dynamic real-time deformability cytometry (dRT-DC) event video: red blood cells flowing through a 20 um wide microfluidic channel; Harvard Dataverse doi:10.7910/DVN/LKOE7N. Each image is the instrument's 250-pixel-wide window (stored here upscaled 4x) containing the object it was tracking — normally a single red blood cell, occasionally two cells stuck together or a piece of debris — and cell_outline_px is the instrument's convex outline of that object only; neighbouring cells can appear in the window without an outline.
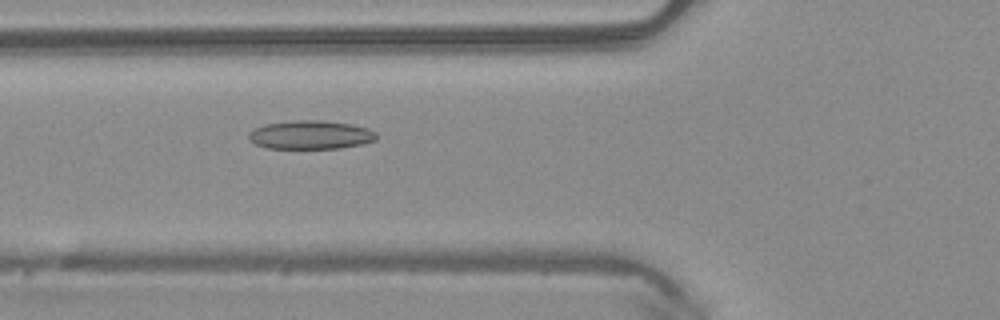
{"species": "common noctule bat (a hibernating species)", "species_latin": "Nyctalus noctula", "temperature_condition": "warm", "stored_images_in_passage": 50, "camera_frame_rate_fps": 3000, "um_per_image_px": 0.085, "animal": {"sex": "male", "body_mass_g": 20.4}, "frame": {"image": 1, "passage_image": 19, "time_ms": 6.0, "image_size_px": [1000, 320], "cell_outline_px": [[376, 140], [364, 144], [340, 148], [268, 148], [256, 144], [248, 140], [248, 132], [264, 124], [292, 120], [320, 120], [352, 124], [368, 128], [376, 132]], "centroid_in_image_um": [26.4, 11.46], "position_along_channel_um": 99.4, "area_um2": 21.44}}
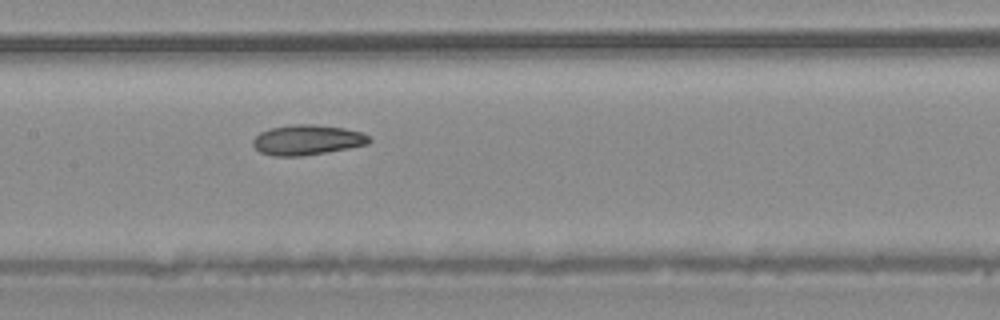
{"frame": {"image": 2, "passage_image": 25, "time_ms": 8.0, "image_size_px": [1000, 320], "cell_outline_px": [[372, 140], [368, 144], [348, 148], [300, 156], [272, 156], [260, 152], [252, 144], [252, 140], [260, 132], [268, 128], [296, 124], [312, 124], [344, 128], [360, 132], [368, 136]], "centroid_in_image_um": [26.08, 11.89], "position_along_channel_um": 181.3, "area_um2": 20.29}}
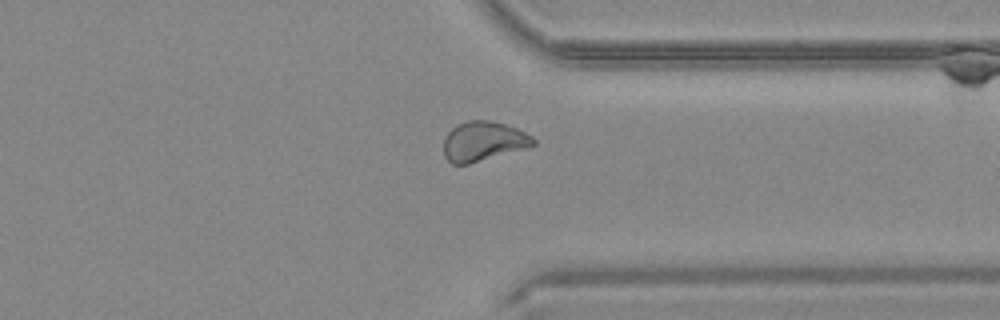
{"frame": {"image": 3, "passage_image": 39, "time_ms": 12.667, "image_size_px": [1000, 320], "cell_outline_px": [[536, 144], [528, 148], [468, 164], [452, 164], [444, 156], [444, 136], [456, 124], [468, 120], [492, 120], [516, 128], [532, 136], [536, 140]], "centroid_in_image_um": [41.08, 12.01], "position_along_channel_um": 370.3, "area_um2": 20.87}, "authors_computed_cell_mechanics": {"area_um2": 21.5594, "velocity_mm_per_s": 4.0764, "shape_relaxation_time_tau1_ms": null, "shape_relaxation_time_tau2_ms": 3.5102, "deformation_change_tau1": null, "deformation_change_tau2": 0.0818}}